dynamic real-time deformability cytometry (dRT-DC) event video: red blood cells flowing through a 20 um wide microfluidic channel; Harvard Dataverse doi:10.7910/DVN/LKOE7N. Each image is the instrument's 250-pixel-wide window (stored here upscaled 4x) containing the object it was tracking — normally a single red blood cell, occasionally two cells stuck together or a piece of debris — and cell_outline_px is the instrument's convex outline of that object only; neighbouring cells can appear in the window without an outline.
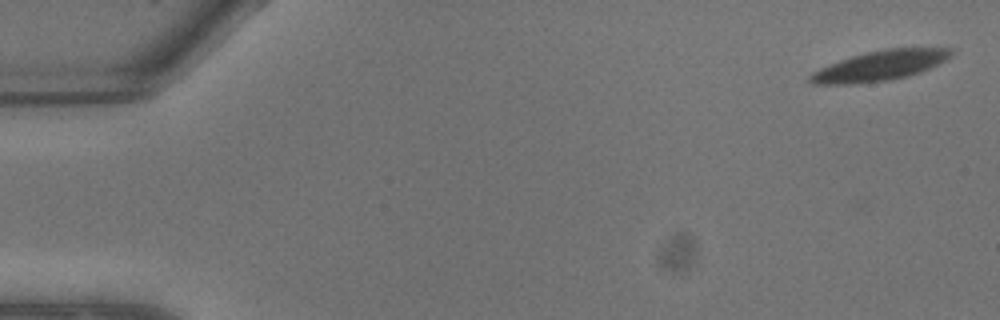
{"species": "common noctule bat (a hibernating species)", "species_latin": "Nyctalus noctula", "temperature_condition": "warm", "stored_images_in_passage": 4, "camera_frame_rate_fps": 3000, "um_per_image_px": 0.085, "animal": {"sex": "male", "body_mass_g": 13.3}, "frame": {"image": 1, "passage_image": 1, "time_ms": 0.0, "image_size_px": [1000, 320], "cell_outline_px": [[956, 52], [952, 56], [920, 72], [908, 76], [888, 80], [856, 84], [812, 84], [808, 80], [808, 76], [812, 72], [820, 68], [840, 60], [852, 56], [884, 48], [952, 48]], "centroid_in_image_um": [74.79, 5.58], "position_along_channel_um": 10.2, "area_um2": 24.57}}